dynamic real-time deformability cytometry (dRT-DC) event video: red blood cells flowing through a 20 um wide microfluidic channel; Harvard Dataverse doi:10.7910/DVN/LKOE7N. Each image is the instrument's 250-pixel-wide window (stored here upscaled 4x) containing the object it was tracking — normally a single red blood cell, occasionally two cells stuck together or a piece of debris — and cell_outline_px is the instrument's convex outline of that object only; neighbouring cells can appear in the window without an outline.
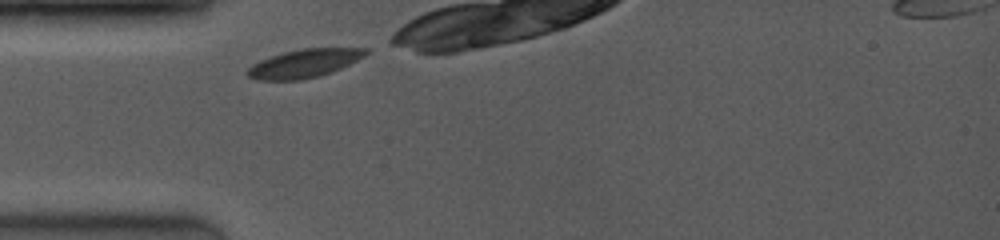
{"species": "common noctule bat (a hibernating species)", "species_latin": "Nyctalus noctula", "temperature_condition": "room temperature", "stored_images_in_passage": 39, "camera_frame_rate_fps": 4000, "um_per_image_px": 0.085, "animal": {"sex": "female", "body_mass_g": 19.0, "forearm_length_mm": 53.3}, "frame": {"image": 1, "passage_image": 1, "time_ms": 0.0, "image_size_px": [1000, 240], "cell_outline_px": [[368, 52], [364, 56], [332, 72], [320, 76], [300, 80], [256, 80], [248, 76], [248, 68], [272, 56], [284, 52], [304, 48], [368, 48]], "centroid_in_image_um": [25.89, 5.39], "position_along_channel_um": 59.1, "area_um2": 19.13}}
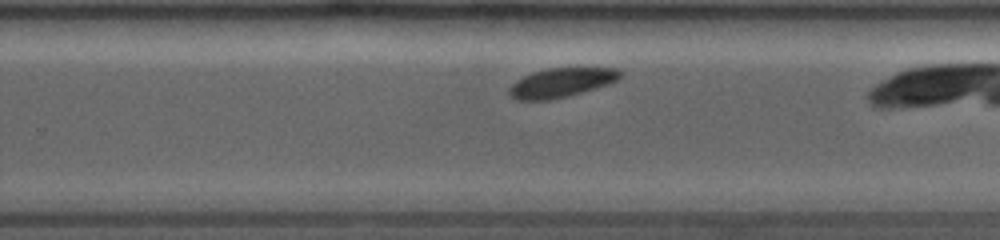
{"frame": {"image": 2, "passage_image": 24, "time_ms": 5.75, "image_size_px": [1000, 240], "cell_outline_px": [[620, 76], [616, 80], [568, 96], [548, 100], [516, 100], [508, 92], [508, 88], [516, 80], [532, 72], [548, 68], [616, 68], [620, 72]], "centroid_in_image_um": [47.62, 7.02], "position_along_channel_um": 282.2, "area_um2": 18.44}}
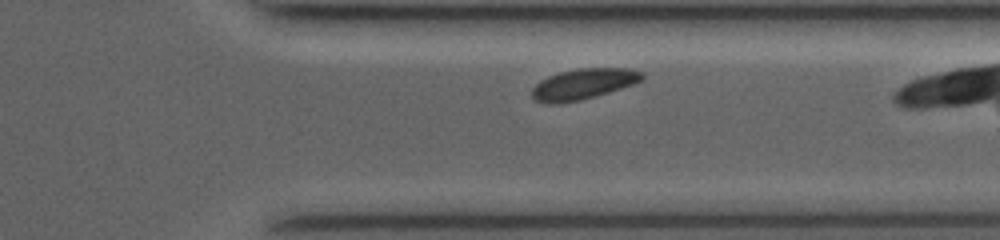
{"frame": {"image": 3, "passage_image": 32, "time_ms": 7.75, "image_size_px": [1000, 240], "cell_outline_px": [[644, 80], [632, 84], [580, 100], [552, 104], [548, 104], [532, 100], [532, 88], [540, 80], [548, 76], [560, 72], [580, 68], [624, 68], [644, 72]], "centroid_in_image_um": [49.54, 7.14], "position_along_channel_um": 361.9, "area_um2": 19.48}, "authors_computed_cell_mechanics": {"area_um2": 19.2474, "velocity_mm_per_s": 3.9443, "shape_relaxation_time_tau1_ms": 3.1502, "shape_relaxation_time_tau2_ms": null, "deformation_change_tau1": 0.0893, "deformation_change_tau2": null}}